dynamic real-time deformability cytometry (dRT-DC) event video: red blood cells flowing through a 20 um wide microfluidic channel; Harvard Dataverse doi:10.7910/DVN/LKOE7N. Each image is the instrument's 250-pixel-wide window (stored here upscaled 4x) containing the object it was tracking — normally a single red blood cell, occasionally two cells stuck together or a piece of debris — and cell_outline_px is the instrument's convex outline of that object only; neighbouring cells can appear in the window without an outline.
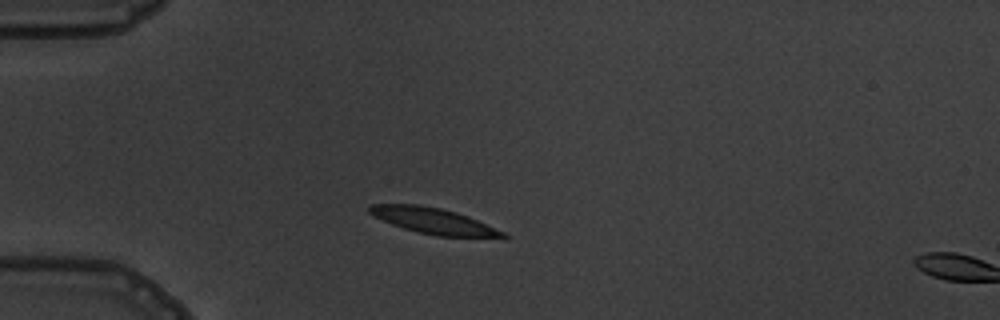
{"species": "common noctule bat (a hibernating species)", "species_latin": "Nyctalus noctula", "temperature_condition": "warm", "stored_images_in_passage": 3, "camera_frame_rate_fps": 3000, "um_per_image_px": 0.085, "animal": {"sex": "male", "body_mass_g": 19.5, "forearm_length_mm": 54.6}, "frame": {"image": 1, "passage_image": 2, "time_ms": 1.333, "image_size_px": [1000, 320], "cell_outline_px": [[508, 240], [436, 236], [416, 232], [392, 224], [368, 212], [368, 204], [420, 204], [440, 208], [456, 212], [468, 216], [504, 232], [508, 236]], "centroid_in_image_um": [36.98, 18.82], "position_along_channel_um": 48.0, "area_um2": 20.69}}